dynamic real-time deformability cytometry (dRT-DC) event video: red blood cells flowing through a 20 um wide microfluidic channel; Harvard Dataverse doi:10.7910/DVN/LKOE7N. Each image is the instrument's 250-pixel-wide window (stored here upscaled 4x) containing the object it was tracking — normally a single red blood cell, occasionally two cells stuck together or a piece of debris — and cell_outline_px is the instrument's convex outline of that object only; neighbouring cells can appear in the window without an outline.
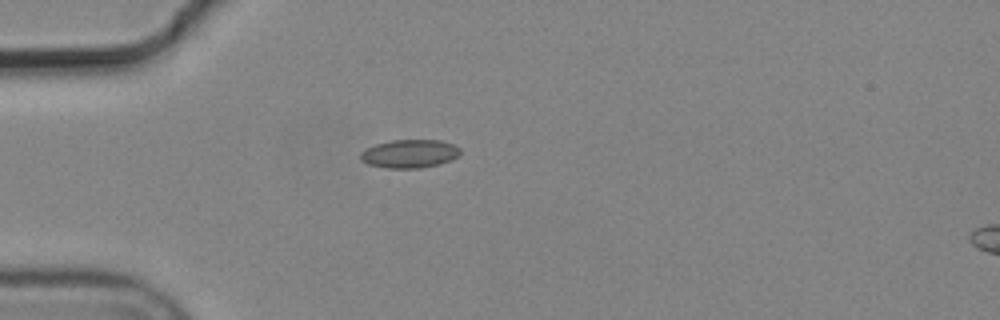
{"species": "common noctule bat (a hibernating species)", "species_latin": "Nyctalus noctula", "temperature_condition": "cold", "stored_images_in_passage": 2, "camera_frame_rate_fps": 3000, "um_per_image_px": 0.085, "animal": {"sex": "male", "body_mass_g": 19.2, "forearm_length_mm": 51.8}, "frame": {"image": 1, "passage_image": 1, "time_ms": 0.0, "image_size_px": [1000, 320], "cell_outline_px": [[460, 152], [452, 160], [440, 164], [420, 168], [384, 168], [368, 164], [360, 160], [360, 152], [376, 144], [392, 140], [440, 140], [452, 144], [460, 148]], "centroid_in_image_um": [34.8, 13.07], "position_along_channel_um": 50.2, "area_um2": 16.47}}